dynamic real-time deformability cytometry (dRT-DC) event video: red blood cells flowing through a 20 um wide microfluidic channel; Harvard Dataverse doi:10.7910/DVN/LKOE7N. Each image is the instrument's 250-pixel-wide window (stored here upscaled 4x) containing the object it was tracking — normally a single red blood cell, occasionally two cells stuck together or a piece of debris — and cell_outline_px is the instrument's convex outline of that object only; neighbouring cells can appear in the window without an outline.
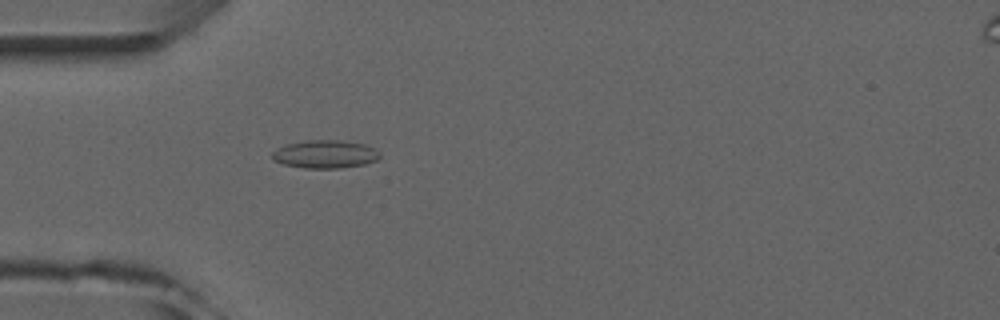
{"species": "common noctule bat (a hibernating species)", "species_latin": "Nyctalus noctula", "temperature_condition": "room temperature", "stored_images_in_passage": 3, "camera_frame_rate_fps": 3000, "um_per_image_px": 0.085, "animal": {"sex": "male", "forearm_length_mm": 52.5}, "frame": {"image": 1, "passage_image": 3, "time_ms": 2.333, "image_size_px": [1000, 320], "cell_outline_px": [[380, 156], [376, 160], [364, 164], [340, 168], [304, 168], [284, 164], [272, 160], [272, 152], [276, 148], [288, 144], [308, 140], [340, 140], [364, 144], [376, 148], [380, 152]], "centroid_in_image_um": [27.64, 13.1], "position_along_channel_um": 57.4, "area_um2": 17.63}}